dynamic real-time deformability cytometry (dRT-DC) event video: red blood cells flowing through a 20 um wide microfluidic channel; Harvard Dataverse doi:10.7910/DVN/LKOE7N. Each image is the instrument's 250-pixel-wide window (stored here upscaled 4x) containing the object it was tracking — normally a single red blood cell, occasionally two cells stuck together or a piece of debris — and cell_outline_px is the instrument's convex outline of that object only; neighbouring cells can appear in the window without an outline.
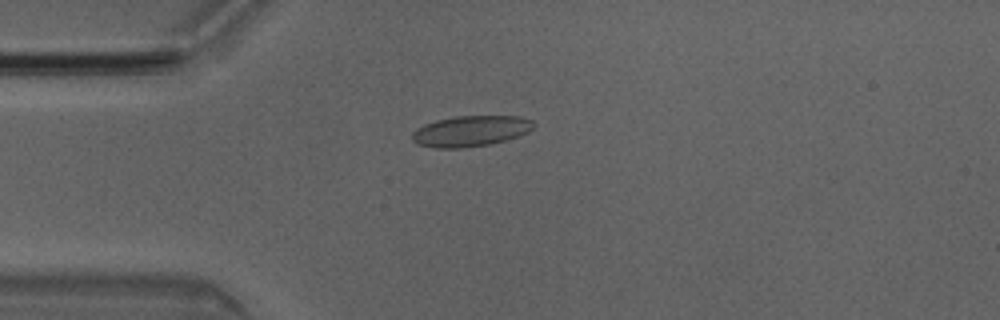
{"species": "Egyptian fruit bat (a non-hibernating species)", "species_latin": "Rousettus aegyptiacus", "temperature_condition": "room temperature", "stored_images_in_passage": 5, "camera_frame_rate_fps": 3000, "um_per_image_px": 0.085, "animal": {"sex": "male"}, "frame": {"image": 1, "passage_image": 4, "time_ms": 1.0, "image_size_px": [1000, 320], "cell_outline_px": [[536, 124], [528, 132], [504, 140], [488, 144], [460, 148], [436, 148], [416, 144], [412, 140], [412, 132], [416, 128], [424, 124], [436, 120], [456, 116], [520, 116], [532, 120]], "centroid_in_image_um": [39.97, 11.13], "position_along_channel_um": 45.0, "area_um2": 21.73}}